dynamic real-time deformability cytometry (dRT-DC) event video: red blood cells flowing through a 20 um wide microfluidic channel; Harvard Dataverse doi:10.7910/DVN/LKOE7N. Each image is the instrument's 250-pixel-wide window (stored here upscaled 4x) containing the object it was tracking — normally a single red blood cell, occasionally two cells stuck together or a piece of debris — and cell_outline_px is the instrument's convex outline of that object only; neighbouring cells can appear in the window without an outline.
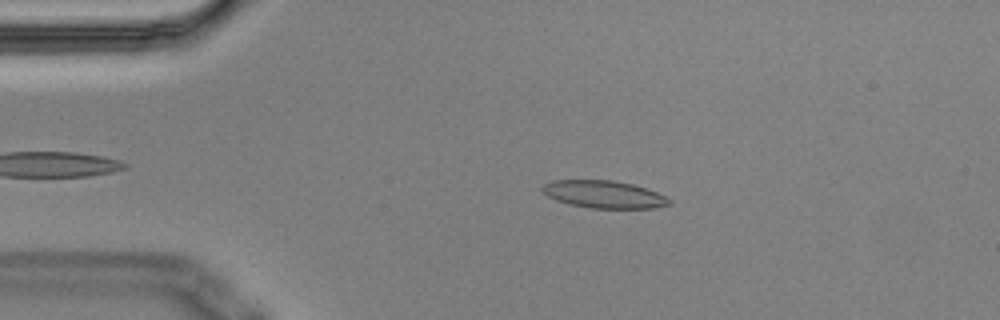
{"species": "Egyptian fruit bat (a non-hibernating species)", "species_latin": "Rousettus aegyptiacus", "temperature_condition": "cold", "stored_images_in_passage": 3, "camera_frame_rate_fps": 3000, "um_per_image_px": 0.085, "animal": {"sex": "male"}, "frame": {"image": 1, "passage_image": 2, "time_ms": 0.333, "image_size_px": [1000, 320], "cell_outline_px": [[672, 204], [652, 208], [588, 208], [568, 204], [556, 200], [548, 196], [540, 188], [544, 184], [552, 180], [612, 180], [632, 184], [656, 192], [672, 200]], "centroid_in_image_um": [51.31, 16.52], "position_along_channel_um": 33.7, "area_um2": 20.29}}